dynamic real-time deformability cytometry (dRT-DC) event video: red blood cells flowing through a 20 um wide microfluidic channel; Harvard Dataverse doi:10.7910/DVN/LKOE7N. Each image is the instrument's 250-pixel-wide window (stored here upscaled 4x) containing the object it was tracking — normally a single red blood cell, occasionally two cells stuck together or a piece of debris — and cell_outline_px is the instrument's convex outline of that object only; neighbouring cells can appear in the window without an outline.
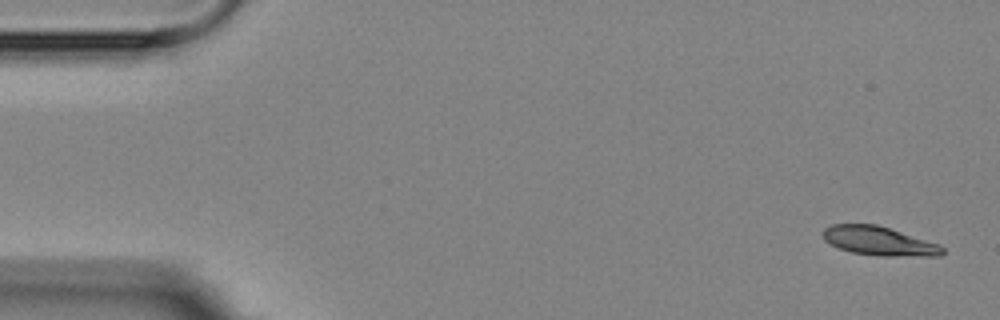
{"species": "Egyptian fruit bat (a non-hibernating species)", "species_latin": "Rousettus aegyptiacus", "temperature_condition": "room temperature", "stored_images_in_passage": 5, "segment_of_instrument_passage": [1, 2], "camera_frame_rate_fps": 3000, "um_per_image_px": 0.085, "animal": {"sex": "female"}, "frame": {"image": 1, "passage_image": 1, "time_ms": 0.0, "image_size_px": [1000, 320], "cell_outline_px": [[944, 252], [940, 256], [880, 256], [852, 252], [840, 248], [824, 240], [820, 232], [824, 228], [832, 224], [876, 224], [940, 244], [944, 248]], "centroid_in_image_um": [74.71, 20.48], "position_along_channel_um": 10.3, "area_um2": 20.17}}
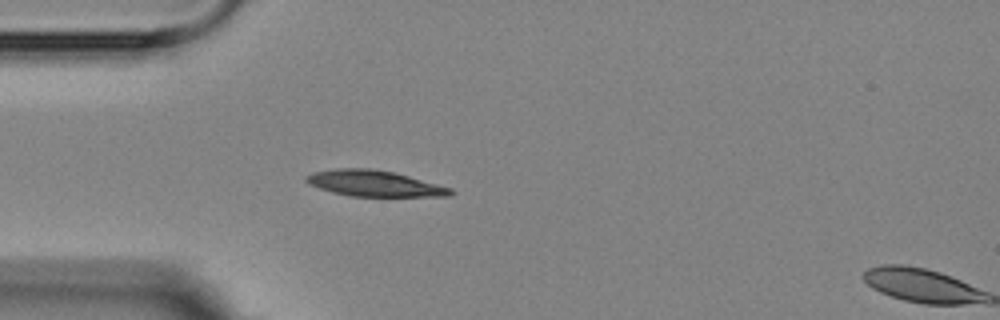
{"frame": {"image": 2, "passage_image": 4, "time_ms": 4.333, "image_size_px": [1000, 320], "cell_outline_px": [[456, 192], [452, 196], [352, 196], [332, 192], [308, 184], [304, 180], [304, 176], [312, 172], [336, 168], [372, 168], [392, 172], [408, 176], [452, 188]], "centroid_in_image_um": [31.79, 15.59], "position_along_channel_um": 53.2, "area_um2": 21.85}}